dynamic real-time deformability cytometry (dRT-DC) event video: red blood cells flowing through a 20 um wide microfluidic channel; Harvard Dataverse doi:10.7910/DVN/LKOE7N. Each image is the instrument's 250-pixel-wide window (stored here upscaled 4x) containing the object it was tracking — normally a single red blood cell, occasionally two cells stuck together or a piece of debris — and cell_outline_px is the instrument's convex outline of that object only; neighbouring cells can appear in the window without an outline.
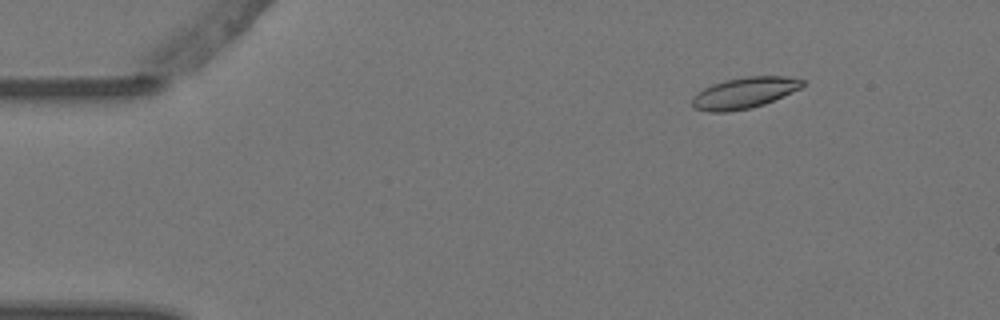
{"species": "Egyptian fruit bat (a non-hibernating species)", "species_latin": "Rousettus aegyptiacus", "temperature_condition": "warm", "stored_images_in_passage": 8, "camera_frame_rate_fps": 3000, "um_per_image_px": 0.085, "animal": {"sex": "female"}, "frame": {"image": 1, "passage_image": 2, "time_ms": 0.333, "image_size_px": [1000, 320], "cell_outline_px": [[804, 84], [800, 88], [764, 104], [752, 108], [728, 112], [708, 112], [696, 108], [692, 104], [692, 96], [704, 88], [712, 84], [724, 80], [748, 76], [788, 76], [804, 80]], "centroid_in_image_um": [63.25, 7.89], "position_along_channel_um": 21.8, "area_um2": 19.94}}
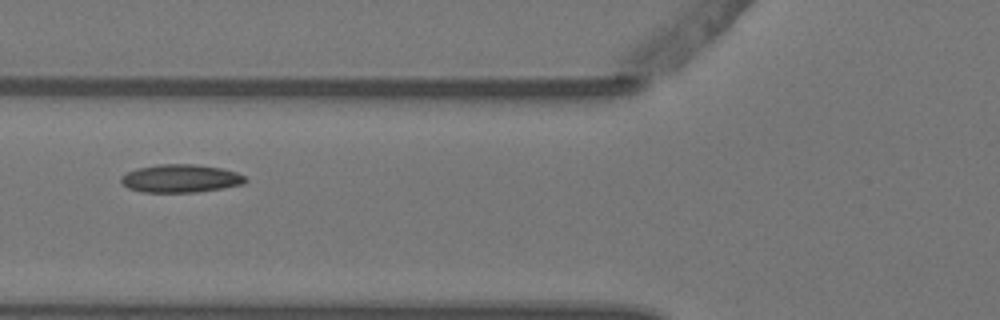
{"frame": {"image": 2, "passage_image": 6, "time_ms": 1.667, "image_size_px": [1000, 320], "cell_outline_px": [[248, 180], [244, 184], [224, 188], [196, 192], [140, 192], [128, 188], [120, 180], [120, 176], [136, 168], [160, 164], [196, 164], [220, 168], [236, 172], [244, 176]], "centroid_in_image_um": [15.35, 15.17], "position_along_channel_um": 110.4, "area_um2": 20.4}}
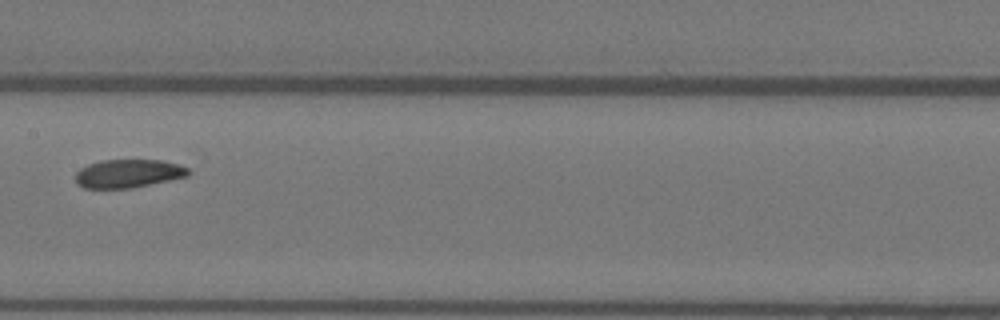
{"frame": {"image": 3, "passage_image": 8, "time_ms": 2.333, "image_size_px": [1000, 320], "cell_outline_px": [[192, 172], [188, 176], [132, 188], [84, 188], [76, 184], [76, 172], [80, 168], [88, 164], [100, 160], [164, 160], [188, 168]], "centroid_in_image_um": [10.89, 14.75], "position_along_channel_um": 196.5, "area_um2": 18.73}}